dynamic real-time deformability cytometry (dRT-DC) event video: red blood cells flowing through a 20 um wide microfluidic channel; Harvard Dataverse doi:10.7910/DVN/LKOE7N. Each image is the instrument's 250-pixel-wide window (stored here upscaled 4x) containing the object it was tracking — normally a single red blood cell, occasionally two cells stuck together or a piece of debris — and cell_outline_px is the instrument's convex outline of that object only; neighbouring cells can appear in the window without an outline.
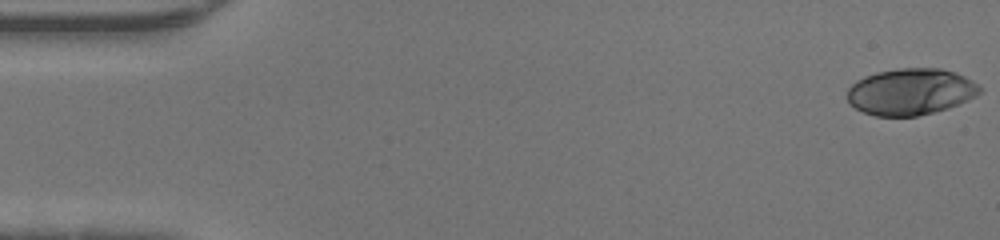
{"species": "human", "species_latin": "Homo sapiens", "temperature_condition": "warm", "stored_images_in_passage": 46, "camera_frame_rate_fps": 3000, "um_per_image_px": 0.085, "donor": {"sex": "male"}, "frame": {"image": 1, "passage_image": 1, "time_ms": 0.0, "image_size_px": [1000, 240], "cell_outline_px": [[984, 88], [976, 96], [968, 100], [948, 108], [916, 116], [876, 116], [864, 112], [848, 104], [848, 88], [856, 80], [864, 76], [876, 72], [896, 68], [940, 68], [956, 72], [980, 84]], "centroid_in_image_um": [77.42, 7.78], "position_along_channel_um": 7.6, "area_um2": 36.18}}
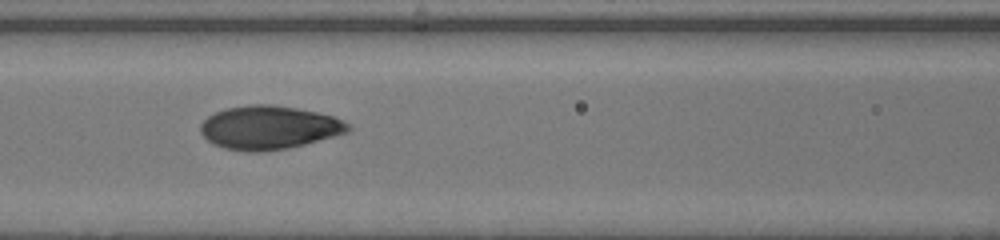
{"frame": {"image": 2, "passage_image": 20, "time_ms": 6.333, "image_size_px": [1000, 240], "cell_outline_px": [[352, 128], [348, 132], [304, 144], [284, 148], [260, 152], [252, 152], [224, 148], [208, 140], [200, 132], [200, 124], [208, 116], [224, 108], [252, 104], [272, 104], [296, 108], [316, 112], [332, 116], [344, 120]], "centroid_in_image_um": [22.85, 10.83], "position_along_channel_um": 143.7, "area_um2": 37.17}}
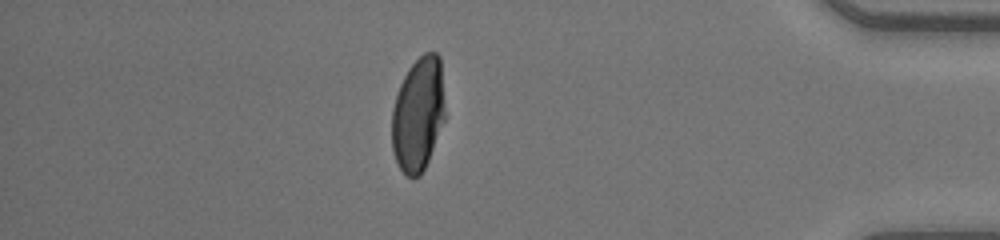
{"frame": {"image": 3, "passage_image": 40, "time_ms": 13.0, "image_size_px": [1000, 240], "cell_outline_px": [[444, 120], [428, 160], [420, 176], [408, 176], [400, 168], [396, 160], [392, 148], [392, 108], [400, 84], [408, 68], [424, 52], [436, 52], [440, 56], [444, 112]], "centroid_in_image_um": [35.53, 9.68], "position_along_channel_um": 399.7, "area_um2": 34.91}}